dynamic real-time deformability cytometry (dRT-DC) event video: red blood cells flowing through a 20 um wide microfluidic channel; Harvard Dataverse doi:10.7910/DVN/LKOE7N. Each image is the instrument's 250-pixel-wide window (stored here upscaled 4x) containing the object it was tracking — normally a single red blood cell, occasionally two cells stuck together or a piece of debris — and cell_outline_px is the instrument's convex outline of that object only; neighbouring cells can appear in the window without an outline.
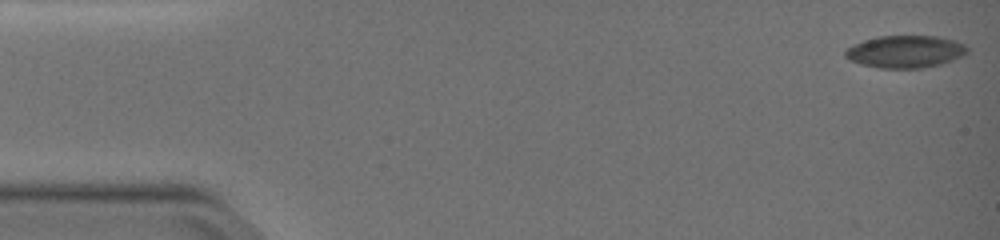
{"species": "common noctule bat (a hibernating species)", "species_latin": "Nyctalus noctula", "temperature_condition": "warm", "stored_images_in_passage": 52, "camera_frame_rate_fps": 3000, "um_per_image_px": 0.085, "animal": {"sex": "female", "body_mass_g": 19.0, "forearm_length_mm": 51.5}, "frame": {"image": 1, "passage_image": 1, "time_ms": 0.0, "image_size_px": [1000, 240], "cell_outline_px": [[968, 52], [964, 56], [940, 64], [924, 68], [880, 68], [860, 64], [848, 60], [844, 56], [844, 52], [848, 48], [864, 40], [876, 36], [936, 36], [952, 40], [964, 44], [968, 48]], "centroid_in_image_um": [76.95, 4.39], "position_along_channel_um": 8.1, "area_um2": 23.0}}
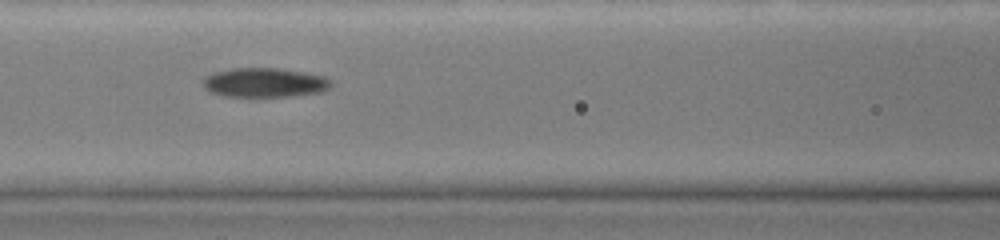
{"frame": {"image": 2, "passage_image": 23, "time_ms": 7.333, "image_size_px": [1000, 240], "cell_outline_px": [[332, 84], [324, 92], [292, 96], [252, 100], [224, 96], [212, 92], [204, 88], [200, 80], [204, 76], [212, 72], [232, 68], [280, 68], [304, 72], [324, 76], [332, 80]], "centroid_in_image_um": [22.44, 7.06], "position_along_channel_um": 144.2, "area_um2": 23.18}}
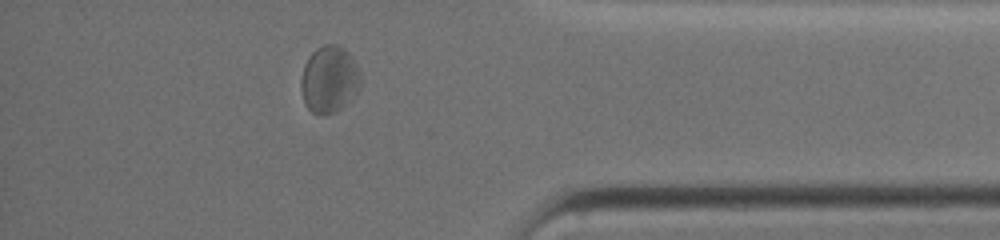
{"frame": {"image": 3, "passage_image": 45, "time_ms": 14.667, "image_size_px": [1000, 240], "cell_outline_px": [[360, 84], [356, 92], [336, 112], [320, 116], [312, 112], [304, 104], [300, 88], [300, 80], [304, 64], [308, 56], [316, 48], [324, 44], [336, 44], [344, 48], [352, 56], [360, 72]], "centroid_in_image_um": [27.95, 6.73], "position_along_channel_um": 407.3, "area_um2": 23.41}, "authors_computed_cell_mechanics": {"area_um2": 22.4842, "velocity_mm_per_s": 3.7413, "shape_relaxation_time_tau1_ms": null, "shape_relaxation_time_tau2_ms": 1.7846, "deformation_change_tau1": null, "deformation_change_tau2": 0.0698}}